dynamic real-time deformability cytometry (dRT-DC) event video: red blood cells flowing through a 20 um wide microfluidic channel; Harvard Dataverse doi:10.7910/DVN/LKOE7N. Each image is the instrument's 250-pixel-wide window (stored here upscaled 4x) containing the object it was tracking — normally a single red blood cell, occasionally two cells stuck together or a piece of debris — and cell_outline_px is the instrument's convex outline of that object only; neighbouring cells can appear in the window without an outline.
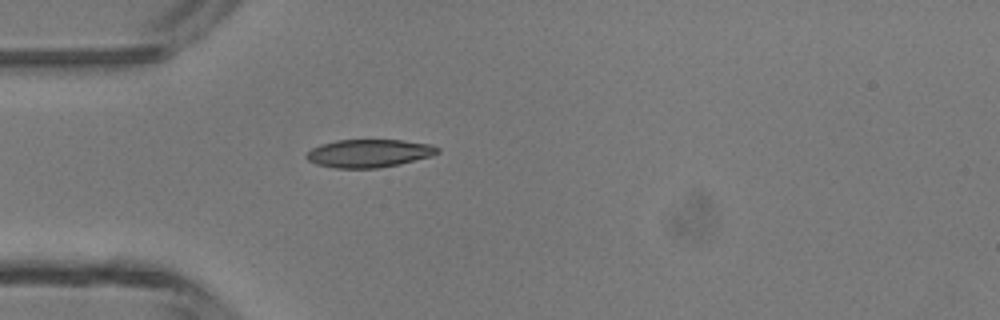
{"species": "common noctule bat (a hibernating species)", "species_latin": "Nyctalus noctula", "temperature_condition": "room temperature", "stored_images_in_passage": 1, "camera_frame_rate_fps": 3000, "um_per_image_px": 0.085, "animal": {"sex": "male", "body_mass_g": 13.3}, "frame": {"image": 1, "passage_image": 1, "time_ms": 0.0, "image_size_px": [1000, 320], "cell_outline_px": [[440, 152], [432, 156], [400, 164], [376, 168], [336, 168], [316, 164], [308, 160], [304, 156], [312, 148], [320, 144], [336, 140], [400, 140], [432, 144], [440, 148]], "centroid_in_image_um": [31.38, 13.03], "position_along_channel_um": 53.6, "area_um2": 21.5}}